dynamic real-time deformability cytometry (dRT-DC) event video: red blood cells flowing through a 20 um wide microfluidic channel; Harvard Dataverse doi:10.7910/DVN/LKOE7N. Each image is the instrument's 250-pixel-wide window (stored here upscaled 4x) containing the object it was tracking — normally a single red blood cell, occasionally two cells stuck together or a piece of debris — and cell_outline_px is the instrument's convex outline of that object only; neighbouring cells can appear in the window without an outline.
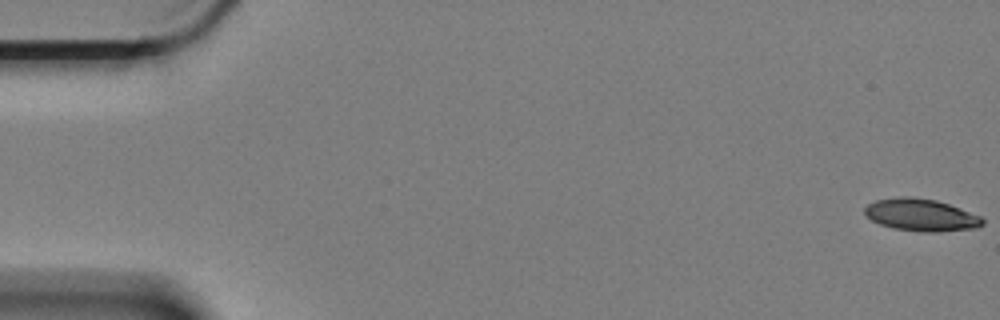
{"species": "Egyptian fruit bat (a non-hibernating species)", "species_latin": "Rousettus aegyptiacus", "temperature_condition": "cold", "stored_images_in_passage": 60, "camera_frame_rate_fps": 3000, "um_per_image_px": 0.085, "animal": {"sex": "female"}, "frame": {"image": 1, "passage_image": 1, "time_ms": 0.0, "image_size_px": [1000, 320], "cell_outline_px": [[984, 224], [976, 228], [936, 232], [924, 232], [896, 228], [880, 224], [872, 220], [864, 212], [864, 208], [868, 204], [876, 200], [900, 196], [908, 196], [936, 200], [948, 204], [980, 216], [984, 220]], "centroid_in_image_um": [78.29, 18.27], "position_along_channel_um": 6.7, "area_um2": 21.91}}
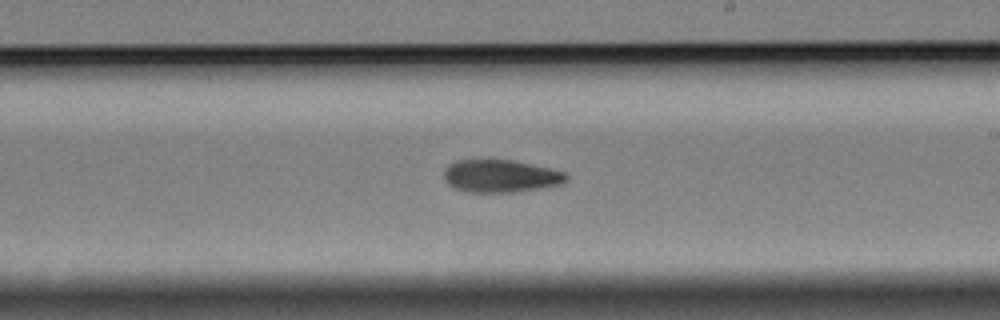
{"frame": {"image": 2, "passage_image": 35, "time_ms": 11.333, "image_size_px": [1000, 320], "cell_outline_px": [[568, 180], [560, 184], [540, 188], [512, 192], [464, 192], [452, 188], [444, 180], [444, 168], [448, 164], [456, 160], [512, 160], [548, 168], [564, 172], [568, 176]], "centroid_in_image_um": [42.48, 14.97], "position_along_channel_um": 246.5, "area_um2": 23.29}}
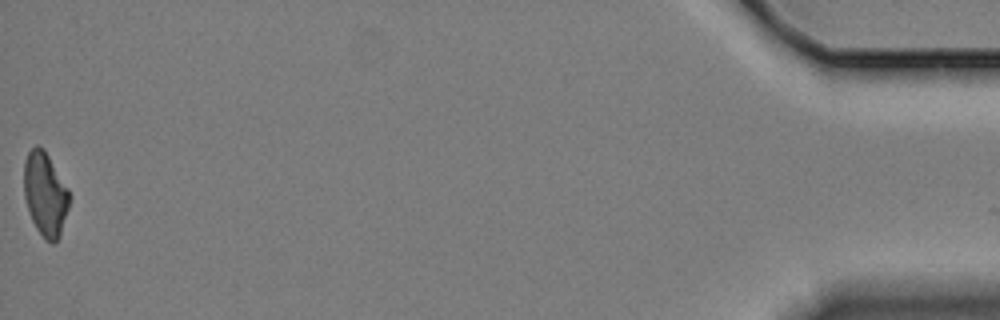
{"frame": {"image": 3, "passage_image": 60, "time_ms": 19.667, "image_size_px": [1000, 320], "cell_outline_px": [[72, 196], [60, 236], [52, 244], [36, 228], [32, 220], [24, 196], [24, 160], [28, 152], [36, 144], [44, 148], [68, 188]], "centroid_in_image_um": [3.86, 16.46], "position_along_channel_um": 431.3, "area_um2": 22.2}, "authors_computed_cell_mechanics": {"area_um2": 23.0911, "velocity_mm_per_s": 3.3572, "shape_relaxation_time_tau1_ms": 6.7411, "shape_relaxation_time_tau2_ms": null, "deformation_change_tau1": 0.1532, "deformation_change_tau2": null}}